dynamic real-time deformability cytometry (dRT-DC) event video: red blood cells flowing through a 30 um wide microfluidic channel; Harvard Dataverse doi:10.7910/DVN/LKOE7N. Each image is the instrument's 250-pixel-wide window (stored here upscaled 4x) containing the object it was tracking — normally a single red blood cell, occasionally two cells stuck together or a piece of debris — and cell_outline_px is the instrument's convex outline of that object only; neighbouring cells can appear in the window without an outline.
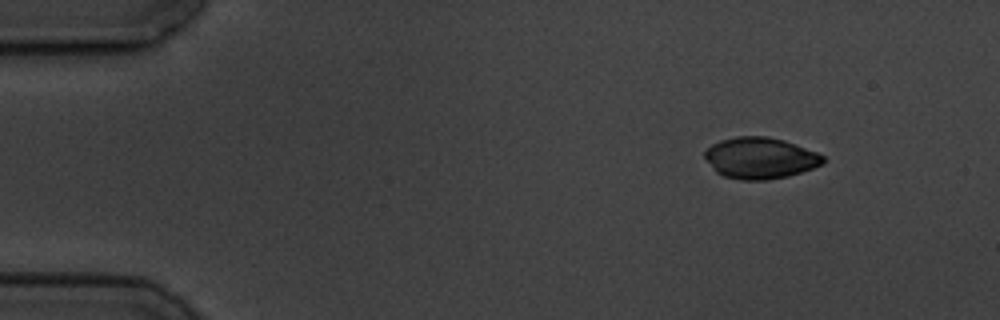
{"species": "common noctule bat (a hibernating species)", "species_latin": "Nyctalus noctula", "temperature_condition": "cold", "stored_images_in_passage": 4, "camera_frame_rate_fps": 3000, "um_per_image_px": 0.085, "animal": {"sex": "male", "body_mass_g": 19.5, "forearm_length_mm": 54.6}, "frame": {"image": 1, "passage_image": 1, "time_ms": 0.0, "image_size_px": [1000, 320], "cell_outline_px": [[824, 164], [788, 176], [768, 180], [740, 180], [724, 176], [716, 172], [704, 156], [704, 152], [712, 144], [720, 140], [736, 136], [768, 136], [784, 140], [816, 152], [824, 156]], "centroid_in_image_um": [64.61, 13.43], "position_along_channel_um": 20.4, "area_um2": 28.44}}
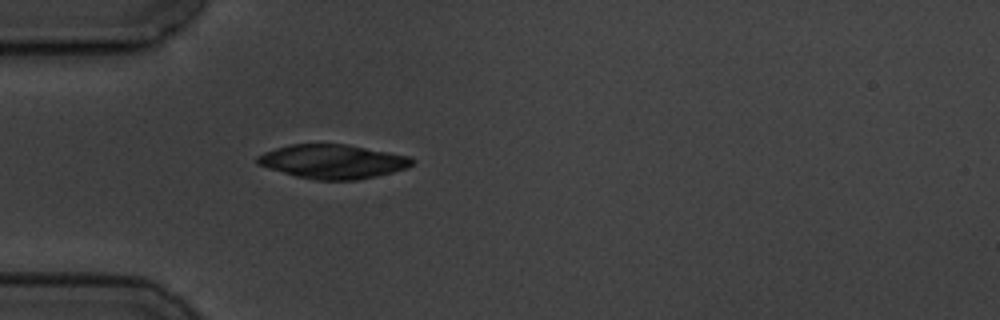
{"frame": {"image": 2, "passage_image": 4, "time_ms": 3.333, "image_size_px": [1000, 320], "cell_outline_px": [[416, 160], [408, 168], [376, 176], [356, 180], [316, 180], [296, 176], [268, 168], [256, 164], [256, 156], [264, 152], [276, 148], [292, 144], [348, 144], [412, 156]], "centroid_in_image_um": [28.31, 13.72], "position_along_channel_um": 56.7, "area_um2": 30.92}}